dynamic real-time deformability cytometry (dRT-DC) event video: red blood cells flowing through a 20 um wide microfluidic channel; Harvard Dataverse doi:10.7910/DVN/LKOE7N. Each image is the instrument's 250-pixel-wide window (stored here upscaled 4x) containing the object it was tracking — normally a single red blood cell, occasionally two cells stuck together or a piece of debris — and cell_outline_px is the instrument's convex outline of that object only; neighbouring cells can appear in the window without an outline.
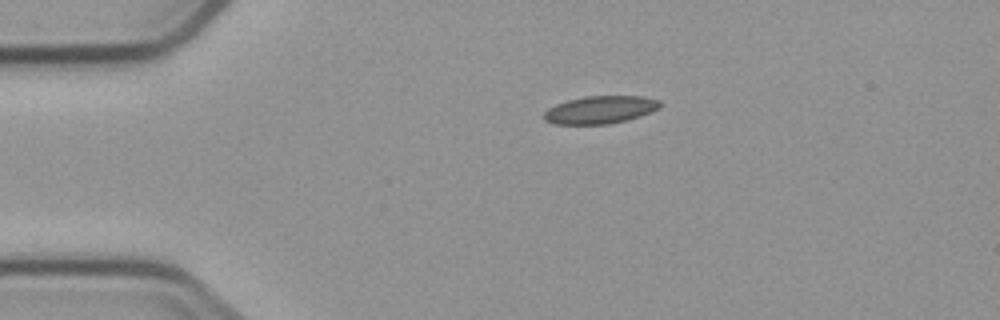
{"species": "common noctule bat (a hibernating species)", "species_latin": "Nyctalus noctula", "temperature_condition": "cold", "stored_images_in_passage": 3, "camera_frame_rate_fps": 3000, "um_per_image_px": 0.085, "animal": {"sex": "male", "body_mass_g": 23.1, "forearm_length_mm": 52.7}, "frame": {"image": 1, "passage_image": 1, "time_ms": 0.0, "image_size_px": [1000, 320], "cell_outline_px": [[660, 108], [640, 116], [608, 124], [552, 124], [544, 120], [544, 112], [548, 108], [556, 104], [568, 100], [584, 96], [644, 96], [660, 100]], "centroid_in_image_um": [51.0, 9.32], "position_along_channel_um": 34.0, "area_um2": 18.73}}